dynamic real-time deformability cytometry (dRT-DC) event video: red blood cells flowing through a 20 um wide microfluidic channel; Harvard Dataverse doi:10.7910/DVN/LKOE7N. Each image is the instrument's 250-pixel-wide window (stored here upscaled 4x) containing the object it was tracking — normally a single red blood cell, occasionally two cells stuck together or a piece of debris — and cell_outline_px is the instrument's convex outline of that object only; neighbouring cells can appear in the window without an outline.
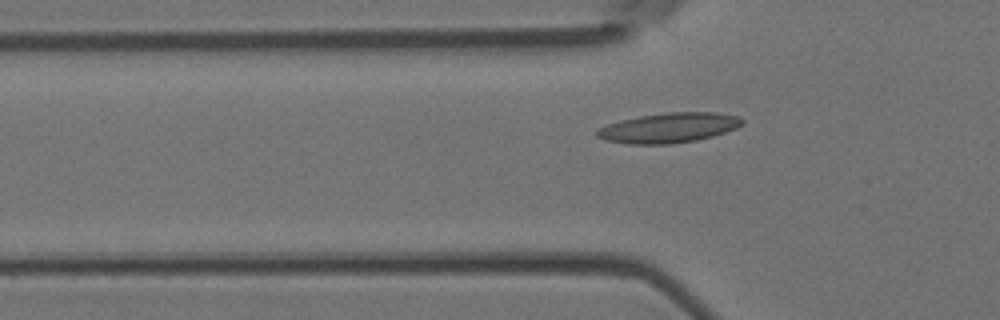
{"species": "Egyptian fruit bat (a non-hibernating species)", "species_latin": "Rousettus aegyptiacus", "temperature_condition": "room temperature", "stored_images_in_passage": 51, "camera_frame_rate_fps": 3000, "um_per_image_px": 0.085, "animal": {"sex": "female"}, "frame": {"image": 1, "passage_image": 16, "time_ms": 5.0, "image_size_px": [1000, 320], "cell_outline_px": [[744, 124], [736, 128], [712, 136], [696, 140], [672, 144], [628, 144], [604, 140], [596, 136], [596, 132], [600, 128], [608, 124], [620, 120], [640, 116], [664, 112], [716, 112], [740, 116], [744, 120]], "centroid_in_image_um": [56.87, 10.86], "position_along_channel_um": 68.9, "area_um2": 25.43}}
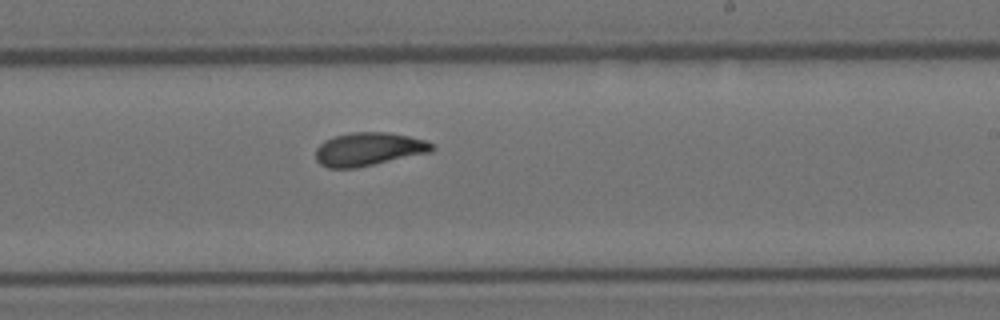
{"frame": {"image": 2, "passage_image": 31, "time_ms": 10.0, "image_size_px": [1000, 320], "cell_outline_px": [[436, 148], [432, 152], [356, 168], [328, 168], [320, 164], [316, 160], [316, 148], [324, 140], [348, 132], [388, 132], [428, 140]], "centroid_in_image_um": [31.35, 12.67], "position_along_channel_um": 257.6, "area_um2": 22.77}}
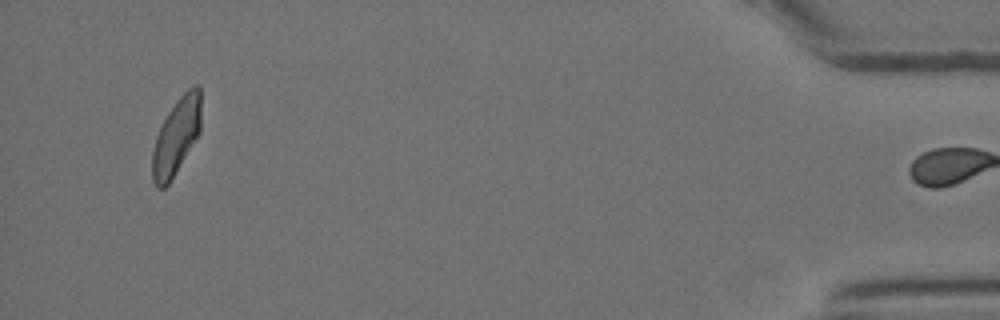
{"frame": {"image": 3, "passage_image": 50, "time_ms": 16.333, "image_size_px": [1000, 320], "cell_outline_px": [[200, 132], [168, 184], [164, 188], [156, 188], [152, 180], [152, 152], [156, 136], [168, 112], [176, 100], [188, 88], [196, 84], [200, 88]], "centroid_in_image_um": [14.97, 11.59], "position_along_channel_um": 420.2, "area_um2": 21.44}, "authors_computed_cell_mechanics": {"area_um2": 22.0218, "velocity_mm_per_s": 3.7694, "shape_relaxation_time_tau1_ms": 4.8719, "shape_relaxation_time_tau2_ms": 1.8967, "deformation_change_tau1": 0.1453, "deformation_change_tau2": 0.0833}}